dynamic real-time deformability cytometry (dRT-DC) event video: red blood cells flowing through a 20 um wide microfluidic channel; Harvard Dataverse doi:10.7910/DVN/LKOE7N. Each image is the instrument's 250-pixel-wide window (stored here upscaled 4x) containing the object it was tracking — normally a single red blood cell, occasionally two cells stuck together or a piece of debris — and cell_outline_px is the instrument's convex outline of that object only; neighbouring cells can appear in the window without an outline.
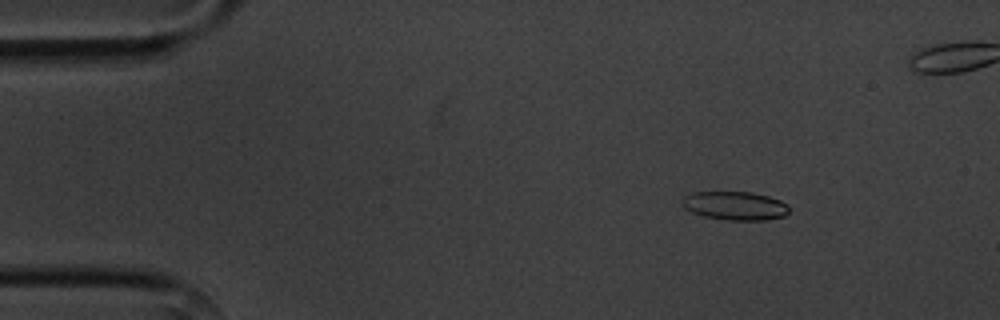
{"species": "common noctule bat (a hibernating species)", "species_latin": "Nyctalus noctula", "temperature_condition": "cold", "stored_images_in_passage": 5, "camera_frame_rate_fps": 3000, "um_per_image_px": 0.085, "animal": {"sex": "male", "body_mass_g": 20.1, "forearm_length_mm": 53.5}, "frame": {"image": 1, "passage_image": 3, "time_ms": 2.333, "image_size_px": [1000, 320], "cell_outline_px": [[788, 212], [784, 216], [768, 220], [728, 220], [704, 216], [692, 212], [684, 208], [680, 204], [680, 200], [684, 196], [692, 192], [752, 192], [768, 196], [780, 200], [788, 204]], "centroid_in_image_um": [62.45, 17.48], "position_along_channel_um": 22.5, "area_um2": 17.98}}